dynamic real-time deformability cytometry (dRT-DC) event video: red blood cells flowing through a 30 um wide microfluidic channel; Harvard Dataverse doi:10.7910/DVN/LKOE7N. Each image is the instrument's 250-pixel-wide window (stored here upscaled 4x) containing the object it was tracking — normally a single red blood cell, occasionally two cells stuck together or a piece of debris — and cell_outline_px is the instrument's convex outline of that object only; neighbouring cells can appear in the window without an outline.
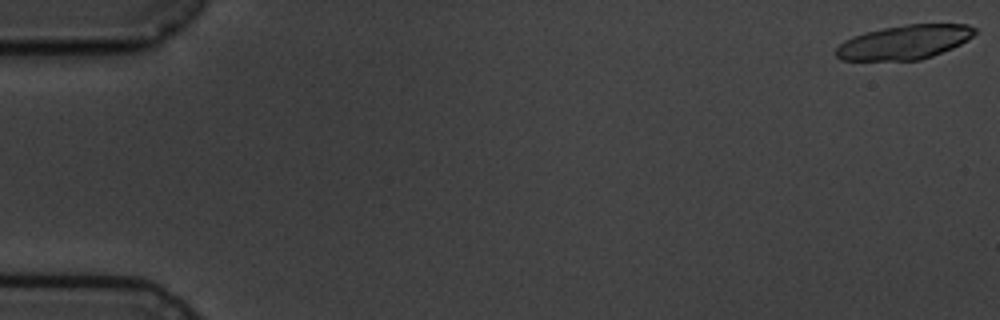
{"species": "common noctule bat (a hibernating species)", "species_latin": "Nyctalus noctula", "temperature_condition": "cold", "stored_images_in_passage": 5, "camera_frame_rate_fps": 3000, "um_per_image_px": 0.085, "animal": {"sex": "male", "body_mass_g": 19.5, "forearm_length_mm": 54.6}, "frame": {"image": 1, "passage_image": 1, "time_ms": 0.0, "image_size_px": [1000, 320], "cell_outline_px": [[976, 32], [968, 40], [952, 48], [932, 56], [920, 60], [840, 60], [836, 56], [836, 48], [844, 40], [852, 36], [864, 32], [884, 28], [908, 24], [968, 24], [976, 28]], "centroid_in_image_um": [76.87, 3.58], "position_along_channel_um": 8.1, "area_um2": 27.63}}
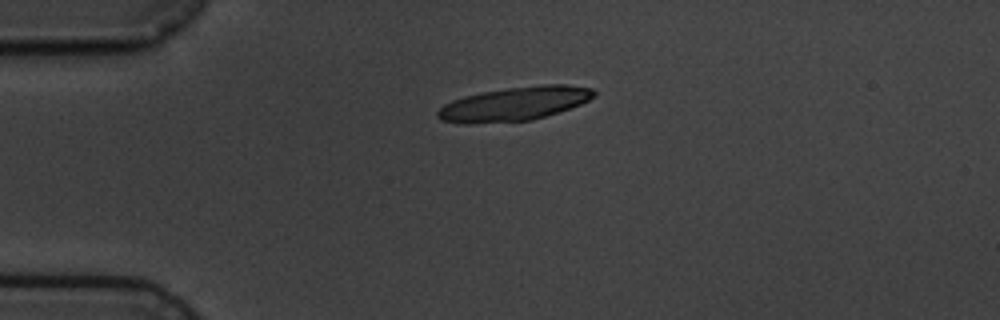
{"frame": {"image": 2, "passage_image": 4, "time_ms": 4.333, "image_size_px": [1000, 320], "cell_outline_px": [[596, 96], [580, 104], [532, 120], [472, 124], [464, 124], [440, 120], [436, 116], [436, 112], [444, 104], [452, 100], [464, 96], [484, 92], [508, 88], [540, 84], [568, 84], [592, 88], [596, 92]], "centroid_in_image_um": [43.7, 8.82], "position_along_channel_um": 41.3, "area_um2": 30.81}}